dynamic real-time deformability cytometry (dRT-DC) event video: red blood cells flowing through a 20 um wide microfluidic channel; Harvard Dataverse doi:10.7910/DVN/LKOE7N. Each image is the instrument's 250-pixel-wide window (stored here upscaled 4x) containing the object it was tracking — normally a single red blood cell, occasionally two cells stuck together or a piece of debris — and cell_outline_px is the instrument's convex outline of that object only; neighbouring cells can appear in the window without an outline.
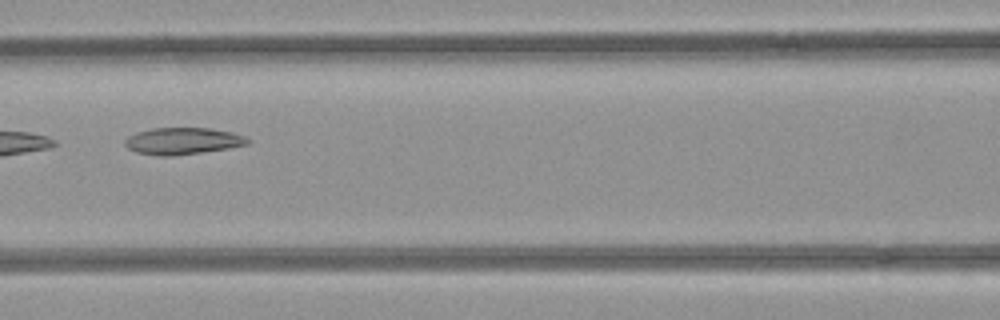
{"species": "common noctule bat (a hibernating species)", "species_latin": "Nyctalus noctula", "temperature_condition": "room temperature", "stored_images_in_passage": 6, "camera_frame_rate_fps": 3000, "um_per_image_px": 0.085, "animal": {"sex": "female", "body_mass_g": 21.9}, "frame": {"image": 1, "passage_image": 5, "time_ms": 1.333, "image_size_px": [1000, 320], "cell_outline_px": [[252, 140], [248, 144], [228, 148], [172, 156], [160, 156], [136, 152], [128, 148], [124, 144], [124, 140], [128, 136], [136, 132], [152, 128], [212, 128], [232, 132], [244, 136]], "centroid_in_image_um": [15.52, 11.98], "position_along_channel_um": 151.1, "area_um2": 19.19}}
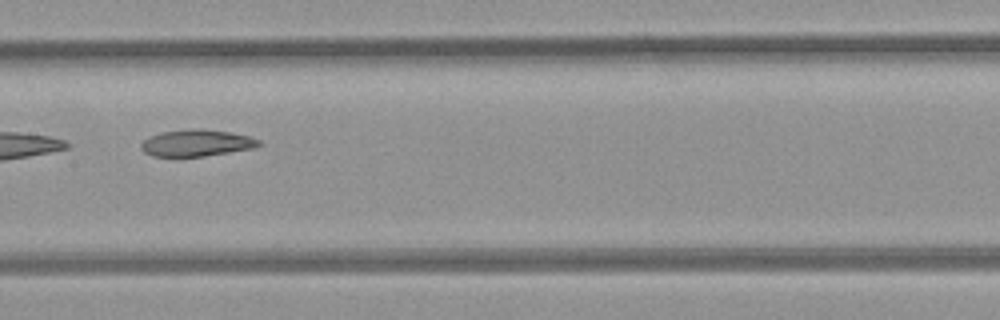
{"frame": {"image": 2, "passage_image": 6, "time_ms": 1.667, "image_size_px": [1000, 320], "cell_outline_px": [[264, 144], [252, 148], [228, 152], [200, 156], [152, 156], [144, 152], [140, 148], [140, 144], [148, 136], [160, 132], [192, 128], [200, 128], [232, 132], [248, 136], [260, 140]], "centroid_in_image_um": [16.68, 12.13], "position_along_channel_um": 190.7, "area_um2": 18.38}}